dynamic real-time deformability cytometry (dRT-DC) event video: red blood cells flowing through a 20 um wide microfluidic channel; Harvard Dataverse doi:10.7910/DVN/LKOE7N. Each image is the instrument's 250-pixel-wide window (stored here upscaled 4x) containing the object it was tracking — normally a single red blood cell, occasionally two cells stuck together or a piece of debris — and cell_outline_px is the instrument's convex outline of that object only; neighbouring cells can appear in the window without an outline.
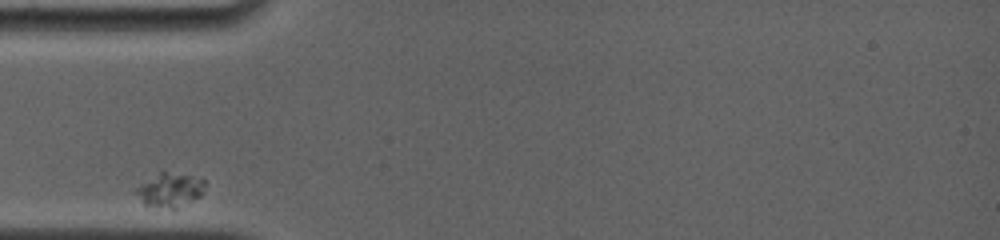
{"species": "common noctule bat (a hibernating species)", "species_latin": "Nyctalus noctula", "temperature_condition": "room temperature", "stored_images_in_passage": 25, "camera_frame_rate_fps": 4000, "um_per_image_px": 0.085, "animal": {"sex": "female", "body_mass_g": 19.0, "forearm_length_mm": 56.7}, "frame": {"image": 1, "passage_image": 1, "time_ms": 0.0, "image_size_px": [1000, 240], "cell_outline_px": [[204, 192], [200, 196], [176, 208], [156, 208], [144, 204], [136, 192], [136, 188], [160, 172], [164, 172], [200, 176], [204, 180]], "centroid_in_image_um": [14.49, 16.15], "position_along_channel_um": 70.5, "area_um2": 13.41}}
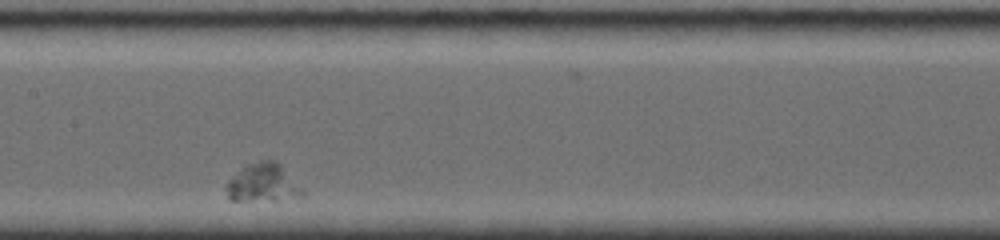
{"frame": {"image": 2, "passage_image": 10, "time_ms": 3.75, "image_size_px": [1000, 240], "cell_outline_px": [[304, 192], [272, 200], [228, 200], [224, 188], [224, 184], [244, 164], [260, 160], [276, 160], [280, 164]], "centroid_in_image_um": [22.19, 15.5], "position_along_channel_um": 185.2, "area_um2": 16.59}}
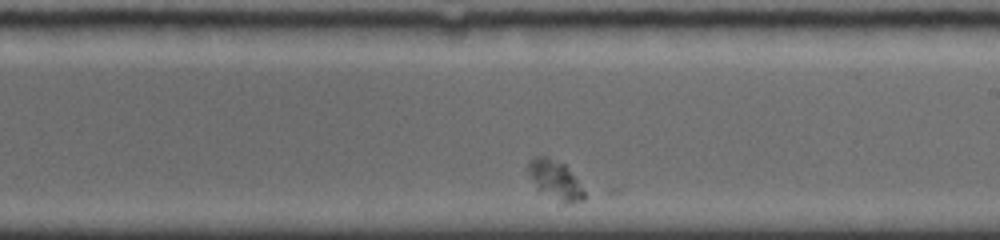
{"frame": {"image": 3, "passage_image": 14, "time_ms": 5.5, "image_size_px": [1000, 240], "cell_outline_px": [[584, 200], [572, 204], [536, 188], [528, 172], [528, 164], [536, 156], [548, 156], [564, 164], [576, 180], [584, 192]], "centroid_in_image_um": [47.18, 15.25], "position_along_channel_um": 241.8, "area_um2": 11.96}}